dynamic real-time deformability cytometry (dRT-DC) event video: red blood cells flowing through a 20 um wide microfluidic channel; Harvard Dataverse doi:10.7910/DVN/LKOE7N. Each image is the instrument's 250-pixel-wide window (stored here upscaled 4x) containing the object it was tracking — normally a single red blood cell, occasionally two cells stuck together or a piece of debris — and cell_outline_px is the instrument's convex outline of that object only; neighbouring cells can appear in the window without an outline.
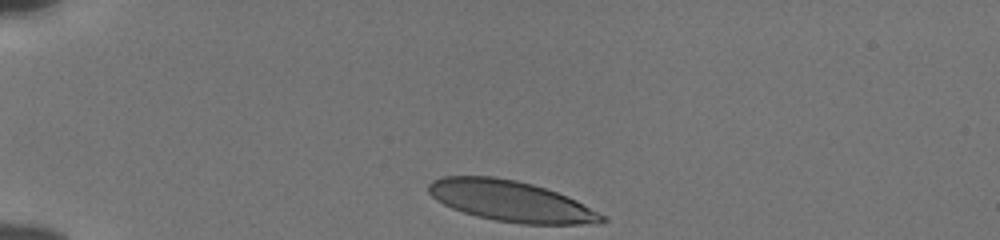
{"species": "human", "species_latin": "Homo sapiens", "temperature_condition": "cold", "stored_images_in_passage": 32, "camera_frame_rate_fps": 3000, "um_per_image_px": 0.085, "donor": {"sex": "male"}, "frame": {"image": 1, "passage_image": 1, "time_ms": 0.0, "image_size_px": [1000, 240], "cell_outline_px": [[608, 220], [596, 224], [520, 224], [496, 220], [476, 216], [452, 208], [436, 200], [428, 192], [428, 184], [432, 180], [440, 176], [492, 176], [516, 180], [532, 184], [568, 196], [608, 216]], "centroid_in_image_um": [43.45, 17.1], "position_along_channel_um": 41.6, "area_um2": 41.38}}
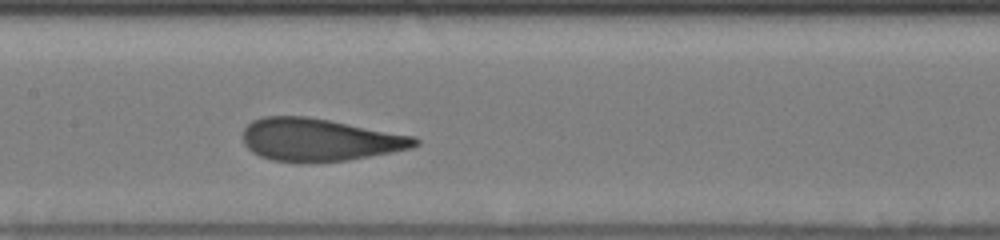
{"frame": {"image": 2, "passage_image": 16, "time_ms": 5.0, "image_size_px": [1000, 240], "cell_outline_px": [[420, 144], [412, 148], [392, 152], [348, 160], [300, 164], [272, 160], [260, 156], [252, 152], [244, 144], [244, 128], [252, 120], [264, 116], [308, 116], [416, 136], [420, 140]], "centroid_in_image_um": [27.17, 11.89], "position_along_channel_um": 180.2, "area_um2": 43.23}}
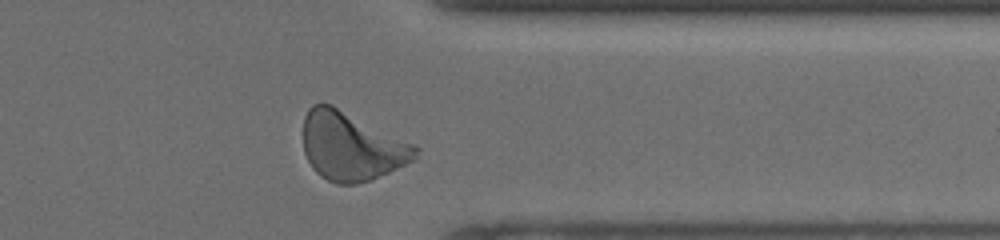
{"frame": {"image": 3, "passage_image": 32, "time_ms": 10.333, "image_size_px": [1000, 240], "cell_outline_px": [[420, 148], [416, 156], [412, 160], [372, 180], [356, 184], [336, 184], [320, 176], [312, 168], [304, 152], [304, 116], [308, 108], [312, 104], [332, 104], [416, 144]], "centroid_in_image_um": [29.87, 12.43], "position_along_channel_um": 381.5, "area_um2": 44.91}, "authors_computed_cell_mechanics": {"area_um2": 42.5986, "velocity_mm_per_s": 3.8157, "shape_relaxation_time_tau1_ms": 3.9415, "shape_relaxation_time_tau2_ms": null, "deformation_change_tau1": 0.1649, "deformation_change_tau2": null}}